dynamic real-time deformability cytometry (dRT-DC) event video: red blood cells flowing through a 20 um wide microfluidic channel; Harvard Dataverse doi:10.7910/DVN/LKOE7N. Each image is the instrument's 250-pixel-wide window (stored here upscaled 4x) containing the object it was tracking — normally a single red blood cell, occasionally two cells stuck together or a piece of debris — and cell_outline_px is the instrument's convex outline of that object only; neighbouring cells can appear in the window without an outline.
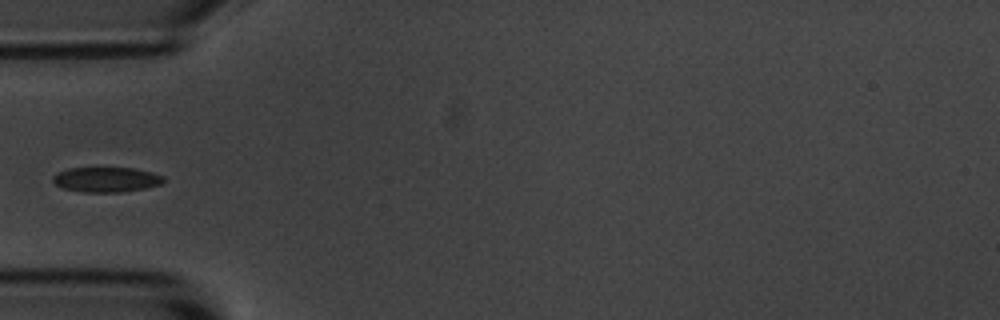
{"species": "common noctule bat (a hibernating species)", "species_latin": "Nyctalus noctula", "temperature_condition": "room temperature", "stored_images_in_passage": 3, "camera_frame_rate_fps": 3000, "um_per_image_px": 0.085, "animal": {"sex": "male", "body_mass_g": 20.1, "forearm_length_mm": 53.5}, "frame": {"image": 1, "passage_image": 2, "time_ms": 2.0, "image_size_px": [1000, 320], "cell_outline_px": [[164, 180], [160, 184], [144, 188], [120, 192], [84, 192], [64, 188], [56, 184], [52, 180], [52, 176], [56, 172], [68, 168], [132, 168], [152, 172], [164, 176]], "centroid_in_image_um": [9.01, 15.25], "position_along_channel_um": 76.0, "area_um2": 16.01}}